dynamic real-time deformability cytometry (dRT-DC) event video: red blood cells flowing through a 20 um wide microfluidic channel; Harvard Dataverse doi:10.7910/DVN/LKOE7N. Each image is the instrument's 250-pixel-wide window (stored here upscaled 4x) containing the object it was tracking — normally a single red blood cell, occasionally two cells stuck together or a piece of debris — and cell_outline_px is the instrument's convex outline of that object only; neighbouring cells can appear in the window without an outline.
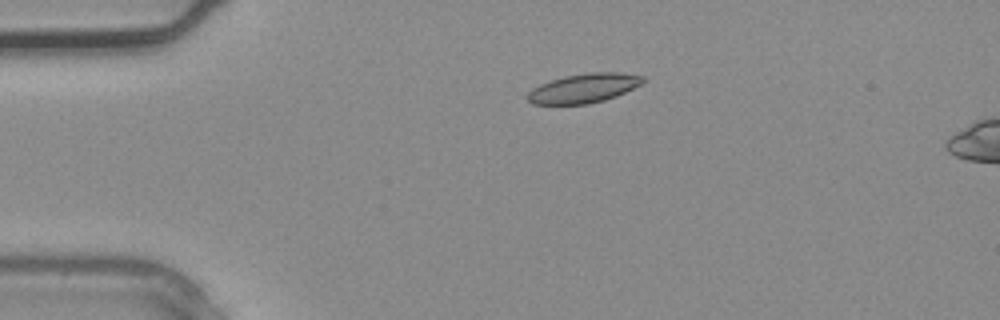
{"species": "common noctule bat (a hibernating species)", "species_latin": "Nyctalus noctula", "temperature_condition": "warm", "stored_images_in_passage": 3, "camera_frame_rate_fps": 3000, "um_per_image_px": 0.085, "animal": {"sex": "male", "body_mass_g": 20.4}, "frame": {"image": 1, "passage_image": 2, "time_ms": 0.333, "image_size_px": [1000, 320], "cell_outline_px": [[644, 80], [640, 84], [616, 96], [604, 100], [588, 104], [532, 104], [528, 100], [528, 92], [532, 88], [540, 84], [564, 76], [588, 72], [620, 72], [644, 76]], "centroid_in_image_um": [49.61, 7.49], "position_along_channel_um": 35.4, "area_um2": 19.54}}